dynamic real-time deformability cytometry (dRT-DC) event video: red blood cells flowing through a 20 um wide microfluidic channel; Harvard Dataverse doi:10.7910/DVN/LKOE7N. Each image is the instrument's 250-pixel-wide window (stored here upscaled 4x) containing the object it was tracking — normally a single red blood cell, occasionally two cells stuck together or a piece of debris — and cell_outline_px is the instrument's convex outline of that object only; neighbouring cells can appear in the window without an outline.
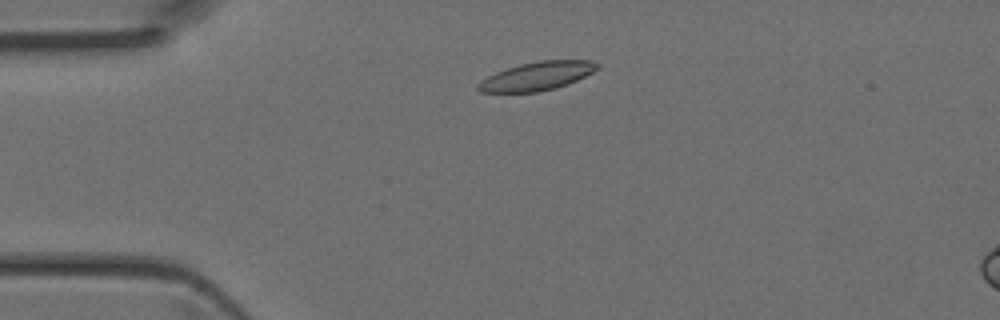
{"species": "Egyptian fruit bat (a non-hibernating species)", "species_latin": "Rousettus aegyptiacus", "temperature_condition": "room temperature", "stored_images_in_passage": 4, "camera_frame_rate_fps": 3000, "um_per_image_px": 0.085, "animal": {"sex": "female"}, "frame": {"image": 1, "passage_image": 1, "time_ms": 0.0, "image_size_px": [1000, 320], "cell_outline_px": [[600, 68], [568, 84], [556, 88], [536, 92], [480, 92], [476, 88], [476, 84], [480, 80], [496, 72], [520, 64], [540, 60], [592, 60], [600, 64]], "centroid_in_image_um": [45.64, 6.46], "position_along_channel_um": 39.4, "area_um2": 19.83}}